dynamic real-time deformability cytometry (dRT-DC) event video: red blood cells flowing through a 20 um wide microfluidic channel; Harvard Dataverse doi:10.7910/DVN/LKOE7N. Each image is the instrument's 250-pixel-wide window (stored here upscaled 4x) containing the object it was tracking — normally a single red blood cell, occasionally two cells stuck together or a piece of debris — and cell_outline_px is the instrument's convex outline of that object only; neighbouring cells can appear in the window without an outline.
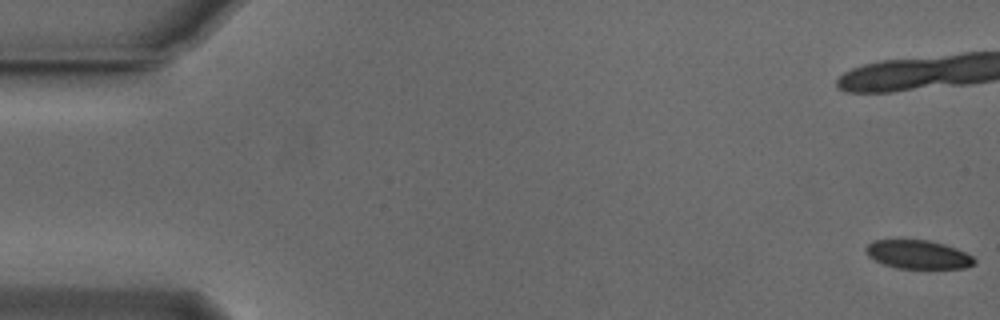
{"species": "Egyptian fruit bat (a non-hibernating species)", "species_latin": "Rousettus aegyptiacus", "temperature_condition": "cold", "stored_images_in_passage": 55, "camera_frame_rate_fps": 3000, "um_per_image_px": 0.085, "animal": {"sex": "male"}, "frame": {"image": 1, "passage_image": 1, "time_ms": 0.0, "image_size_px": [1000, 320], "cell_outline_px": [[976, 264], [964, 268], [896, 268], [884, 264], [868, 256], [864, 252], [864, 248], [872, 240], [928, 240], [944, 244], [956, 248], [972, 256], [976, 260]], "centroid_in_image_um": [78.02, 21.63], "position_along_channel_um": 7.0, "area_um2": 18.09}}
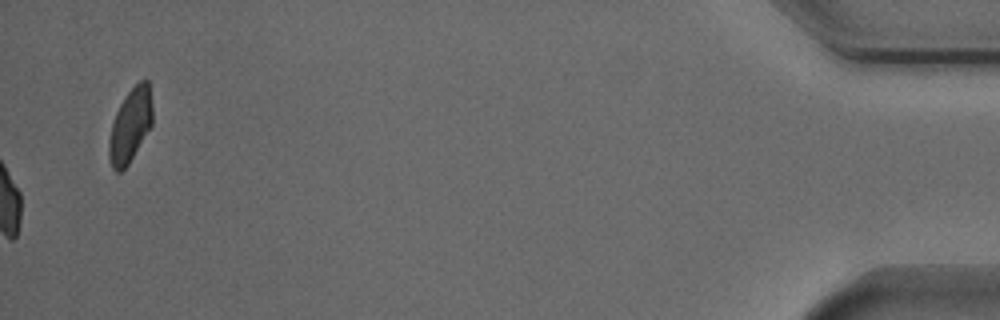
{"frame": {"image": 2, "passage_image": 55, "time_ms": 18.0, "image_size_px": [1000, 320], "cell_outline_px": [[152, 124], [128, 164], [120, 172], [116, 172], [112, 168], [108, 156], [108, 144], [112, 124], [116, 112], [120, 104], [128, 92], [140, 80], [148, 80], [152, 104]], "centroid_in_image_um": [11.06, 10.66], "position_along_channel_um": 424.1, "area_um2": 18.44}, "authors_computed_cell_mechanics": {"area_um2": 19.8254, "velocity_mm_per_s": 3.8319, "shape_relaxation_time_tau1_ms": 3.4377, "shape_relaxation_time_tau2_ms": 3.3935, "deformation_change_tau1": 0.085, "deformation_change_tau2": 0.0668}}